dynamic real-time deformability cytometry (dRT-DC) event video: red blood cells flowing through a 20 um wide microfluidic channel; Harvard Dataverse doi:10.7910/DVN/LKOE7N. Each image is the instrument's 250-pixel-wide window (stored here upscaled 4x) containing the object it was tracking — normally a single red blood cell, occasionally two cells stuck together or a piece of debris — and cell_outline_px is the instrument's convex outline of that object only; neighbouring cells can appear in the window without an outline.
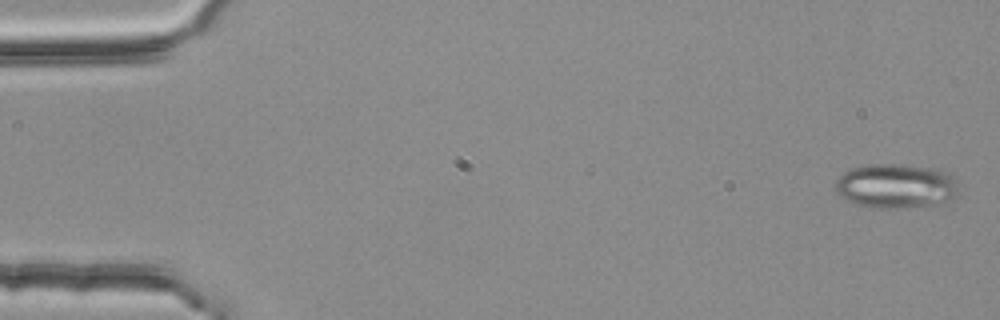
{"species": "common noctule bat (a hibernating species)", "species_latin": "Nyctalus noctula", "temperature_condition": "room temperature", "stored_images_in_passage": 5, "camera_frame_rate_fps": 3000, "um_per_image_px": 0.085, "animal": {"sex": "female", "body_mass_g": 25.1}, "frame": {"image": 1, "passage_image": 1, "time_ms": 0.0, "image_size_px": [1000, 320], "cell_outline_px": [[956, 196], [936, 204], [888, 208], [880, 208], [856, 204], [840, 196], [836, 192], [836, 180], [844, 172], [852, 168], [872, 164], [900, 164], [936, 168], [944, 172], [956, 184]], "centroid_in_image_um": [76.09, 15.79], "position_along_channel_um": 8.9, "area_um2": 31.21}}